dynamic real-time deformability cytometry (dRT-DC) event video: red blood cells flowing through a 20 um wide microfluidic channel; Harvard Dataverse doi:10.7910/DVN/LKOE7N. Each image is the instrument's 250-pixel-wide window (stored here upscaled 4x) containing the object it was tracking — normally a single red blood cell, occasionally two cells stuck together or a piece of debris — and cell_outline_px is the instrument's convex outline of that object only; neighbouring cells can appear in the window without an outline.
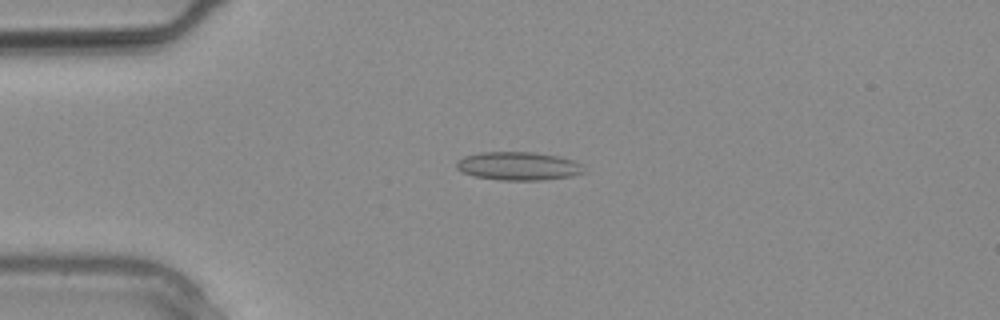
{"species": "common noctule bat (a hibernating species)", "species_latin": "Nyctalus noctula", "temperature_condition": "warm", "stored_images_in_passage": 1, "camera_frame_rate_fps": 3000, "um_per_image_px": 0.085, "animal": {"sex": "male", "body_mass_g": 20.4}, "frame": {"image": 1, "passage_image": 1, "time_ms": 0.0, "image_size_px": [1000, 320], "cell_outline_px": [[584, 172], [572, 176], [540, 180], [500, 180], [472, 176], [456, 168], [456, 164], [464, 156], [480, 152], [532, 152], [560, 156], [572, 160], [580, 164]], "centroid_in_image_um": [44.04, 14.11], "position_along_channel_um": 41.0, "area_um2": 20.92}}